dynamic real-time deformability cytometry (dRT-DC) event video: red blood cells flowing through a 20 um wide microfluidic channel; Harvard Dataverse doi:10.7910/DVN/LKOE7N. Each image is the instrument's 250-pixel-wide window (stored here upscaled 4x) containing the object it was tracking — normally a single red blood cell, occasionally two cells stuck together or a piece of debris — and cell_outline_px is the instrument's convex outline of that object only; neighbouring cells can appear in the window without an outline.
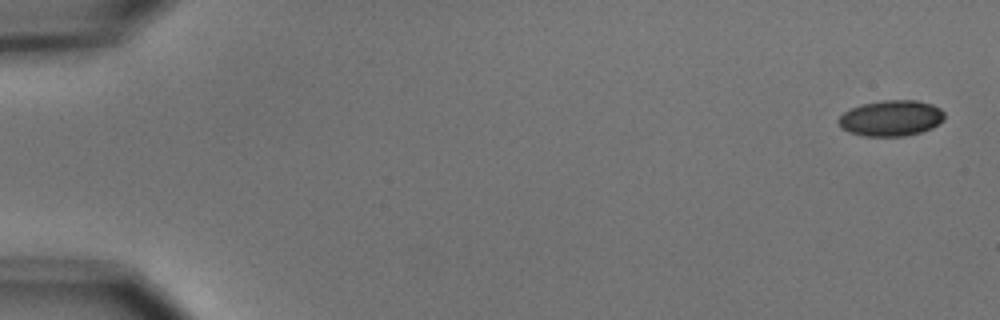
{"species": "common noctule bat (a hibernating species)", "species_latin": "Nyctalus noctula", "temperature_condition": "cold", "stored_images_in_passage": 5, "camera_frame_rate_fps": 3000, "um_per_image_px": 0.085, "animal": {"sex": "male", "body_mass_g": 15.6}, "frame": {"image": 1, "passage_image": 1, "time_ms": 0.0, "image_size_px": [1000, 320], "cell_outline_px": [[944, 120], [932, 128], [920, 132], [904, 136], [864, 136], [848, 132], [840, 128], [836, 120], [844, 112], [860, 104], [884, 100], [916, 100], [932, 104], [940, 108], [944, 112]], "centroid_in_image_um": [75.72, 10.04], "position_along_channel_um": 9.3, "area_um2": 22.31}}
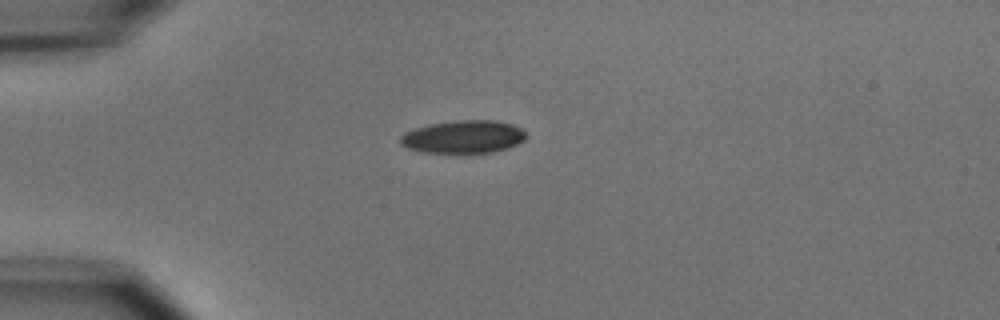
{"frame": {"image": 2, "passage_image": 5, "time_ms": 4.333, "image_size_px": [1000, 320], "cell_outline_px": [[528, 136], [524, 140], [508, 148], [492, 152], [420, 152], [408, 148], [400, 144], [400, 136], [404, 132], [416, 128], [432, 124], [456, 120], [496, 120], [512, 124], [524, 128]], "centroid_in_image_um": [39.42, 11.62], "position_along_channel_um": 45.6, "area_um2": 24.1}}